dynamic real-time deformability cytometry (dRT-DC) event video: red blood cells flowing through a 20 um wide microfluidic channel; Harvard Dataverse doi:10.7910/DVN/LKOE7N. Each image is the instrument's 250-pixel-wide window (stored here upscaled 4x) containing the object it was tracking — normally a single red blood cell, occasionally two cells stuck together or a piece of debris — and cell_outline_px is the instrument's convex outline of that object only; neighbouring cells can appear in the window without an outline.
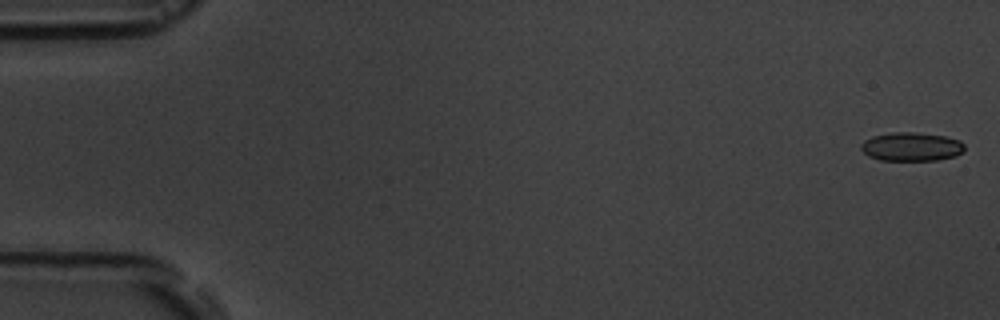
{"species": "common noctule bat (a hibernating species)", "species_latin": "Nyctalus noctula", "temperature_condition": "room temperature", "stored_images_in_passage": 6, "segment_of_instrument_passage": [2, 2], "camera_frame_rate_fps": 3000, "um_per_image_px": 0.085, "animal": {"sex": "male", "body_mass_g": 19.5, "forearm_length_mm": 54.6}, "frame": {"image": 1, "passage_image": 6, "time_ms": 7.333, "image_size_px": [1000, 320], "cell_outline_px": [[964, 152], [956, 156], [936, 160], [880, 160], [868, 156], [860, 148], [860, 144], [864, 140], [872, 136], [892, 132], [916, 132], [944, 136], [960, 140], [964, 144]], "centroid_in_image_um": [77.47, 12.46], "position_along_channel_um": 7.5, "area_um2": 17.46}}